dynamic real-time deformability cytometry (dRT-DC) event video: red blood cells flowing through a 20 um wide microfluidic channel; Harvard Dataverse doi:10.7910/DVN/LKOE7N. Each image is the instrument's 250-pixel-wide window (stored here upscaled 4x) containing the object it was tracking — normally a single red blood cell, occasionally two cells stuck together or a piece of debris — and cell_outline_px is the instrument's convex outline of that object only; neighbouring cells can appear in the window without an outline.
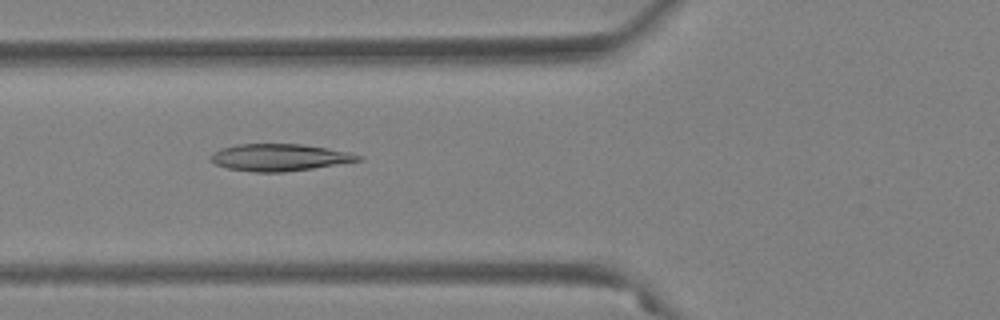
{"species": "Egyptian fruit bat (a non-hibernating species)", "species_latin": "Rousettus aegyptiacus", "temperature_condition": "warm", "stored_images_in_passage": 56, "camera_frame_rate_fps": 3000, "um_per_image_px": 0.085, "animal": {"sex": "female"}, "frame": {"image": 1, "passage_image": 22, "time_ms": 7.0, "image_size_px": [1000, 320], "cell_outline_px": [[364, 160], [312, 168], [284, 172], [252, 172], [228, 168], [216, 164], [208, 160], [208, 156], [212, 152], [220, 148], [236, 144], [304, 144], [328, 148], [348, 152], [364, 156]], "centroid_in_image_um": [23.73, 13.37], "position_along_channel_um": 102.1, "area_um2": 23.47}}
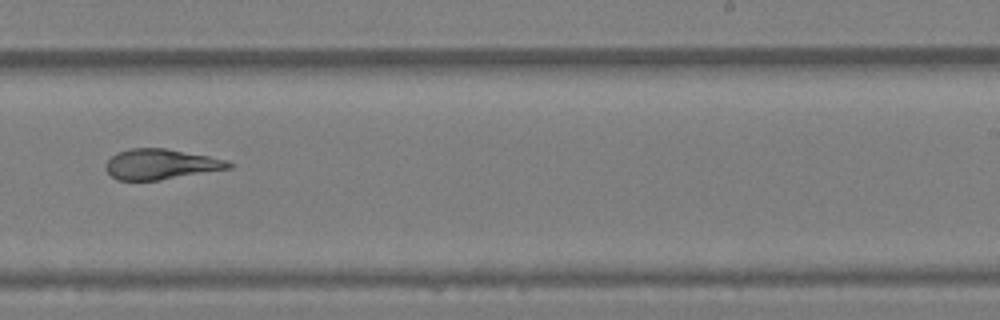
{"frame": {"image": 2, "passage_image": 36, "time_ms": 11.667, "image_size_px": [1000, 320], "cell_outline_px": [[236, 164], [232, 168], [160, 180], [116, 180], [108, 172], [104, 164], [116, 152], [132, 148], [164, 148], [208, 156], [228, 160]], "centroid_in_image_um": [13.69, 13.96], "position_along_channel_um": 275.3, "area_um2": 21.79}}
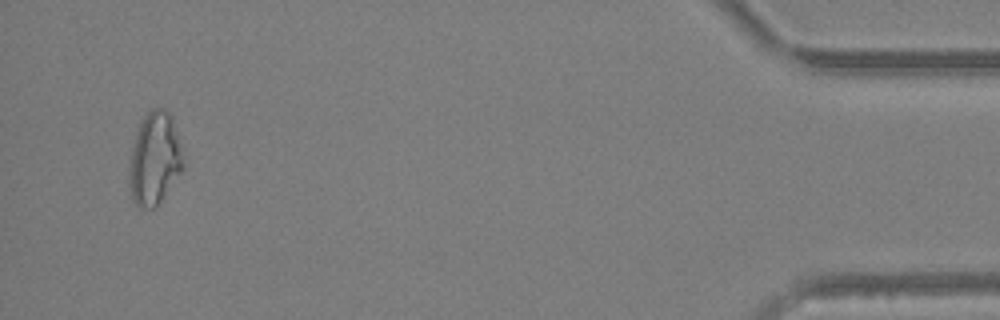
{"frame": {"image": 3, "passage_image": 54, "time_ms": 17.667, "image_size_px": [1000, 320], "cell_outline_px": [[184, 168], [160, 204], [156, 208], [140, 208], [132, 200], [128, 188], [128, 164], [136, 132], [140, 120], [152, 108], [164, 108], [172, 116], [184, 160]], "centroid_in_image_um": [13.12, 13.53], "position_along_channel_um": 422.1, "area_um2": 29.77}, "authors_computed_cell_mechanics": {"area_um2": 25.0563, "velocity_mm_per_s": 3.719, "shape_relaxation_time_tau1_ms": null, "shape_relaxation_time_tau2_ms": 2.7096, "deformation_change_tau1": null, "deformation_change_tau2": 0.1071}}